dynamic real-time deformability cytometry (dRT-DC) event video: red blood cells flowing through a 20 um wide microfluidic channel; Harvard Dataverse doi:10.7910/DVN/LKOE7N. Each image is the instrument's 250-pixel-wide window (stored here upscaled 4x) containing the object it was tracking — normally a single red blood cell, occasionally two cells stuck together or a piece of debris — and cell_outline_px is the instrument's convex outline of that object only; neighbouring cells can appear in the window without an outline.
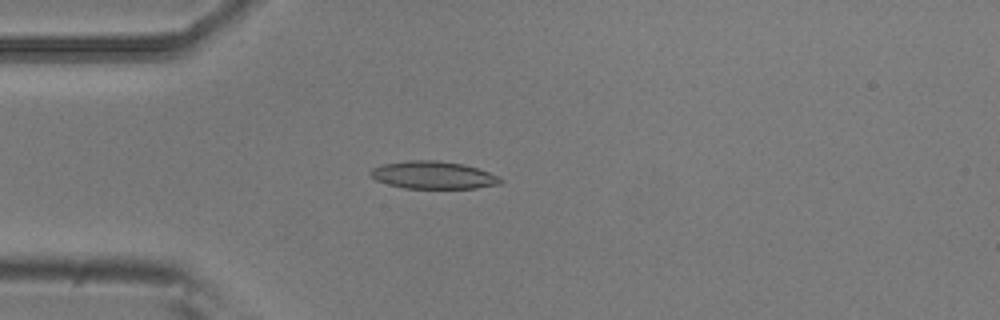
{"species": "common noctule bat (a hibernating species)", "species_latin": "Nyctalus noctula", "temperature_condition": "room temperature", "stored_images_in_passage": 4, "camera_frame_rate_fps": 3000, "um_per_image_px": 0.085, "animal": {"sex": "male", "body_mass_g": 20.5, "forearm_length_mm": 52.5}, "frame": {"image": 1, "passage_image": 3, "time_ms": 0.667, "image_size_px": [1000, 320], "cell_outline_px": [[504, 180], [500, 184], [476, 188], [404, 188], [388, 184], [376, 180], [368, 172], [372, 168], [380, 164], [408, 160], [436, 160], [464, 164], [500, 176]], "centroid_in_image_um": [36.82, 14.87], "position_along_channel_um": 48.2, "area_um2": 20.98}}